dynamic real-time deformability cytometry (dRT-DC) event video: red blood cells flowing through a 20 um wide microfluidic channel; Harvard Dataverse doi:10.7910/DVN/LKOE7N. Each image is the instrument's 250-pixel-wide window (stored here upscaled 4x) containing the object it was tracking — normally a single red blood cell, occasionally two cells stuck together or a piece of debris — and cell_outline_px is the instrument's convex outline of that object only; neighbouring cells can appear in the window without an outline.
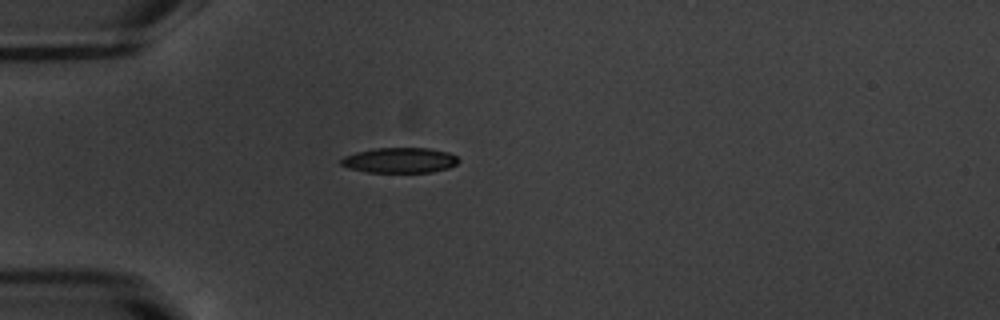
{"species": "common noctule bat (a hibernating species)", "species_latin": "Nyctalus noctula", "temperature_condition": "warm", "stored_images_in_passage": 39, "camera_frame_rate_fps": 3000, "um_per_image_px": 0.085, "animal": {"sex": "male", "body_mass_g": 20.1, "forearm_length_mm": 53.5}, "frame": {"image": 1, "passage_image": 1, "time_ms": 0.0, "image_size_px": [1000, 320], "cell_outline_px": [[460, 160], [456, 164], [448, 168], [432, 172], [368, 172], [348, 168], [340, 164], [340, 160], [344, 156], [356, 152], [372, 148], [428, 148], [448, 152], [456, 156]], "centroid_in_image_um": [33.97, 13.62], "position_along_channel_um": 51.0, "area_um2": 17.34}}
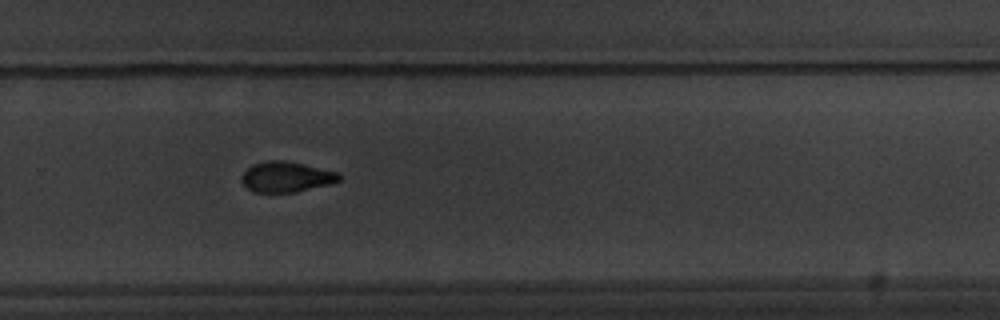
{"frame": {"image": 2, "passage_image": 22, "time_ms": 7.0, "image_size_px": [1000, 320], "cell_outline_px": [[340, 180], [328, 184], [296, 192], [252, 192], [240, 180], [240, 176], [252, 164], [264, 160], [284, 160], [304, 164], [336, 172], [340, 176]], "centroid_in_image_um": [24.27, 15.02], "position_along_channel_um": 305.5, "area_um2": 17.22}}
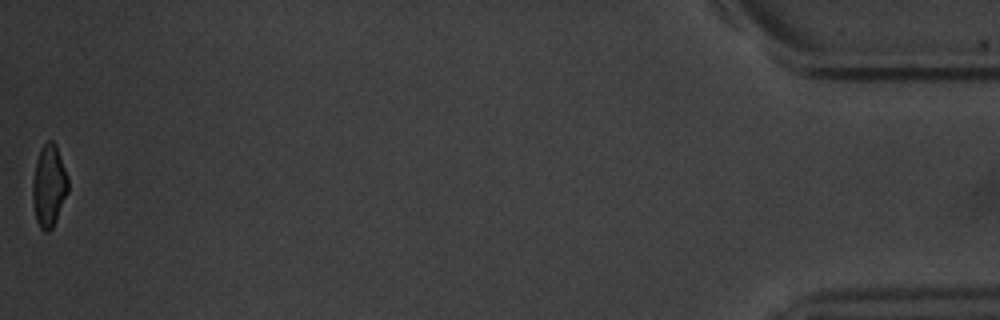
{"frame": {"image": 3, "passage_image": 39, "time_ms": 12.667, "image_size_px": [1000, 320], "cell_outline_px": [[68, 192], [56, 220], [52, 228], [48, 232], [44, 232], [40, 228], [36, 220], [32, 200], [32, 180], [36, 160], [44, 144], [48, 140], [52, 140], [56, 144], [68, 176]], "centroid_in_image_um": [4.16, 15.81], "position_along_channel_um": 431.0, "area_um2": 17.05}, "authors_computed_cell_mechanics": {"area_um2": 17.918, "velocity_mm_per_s": 3.8229, "shape_relaxation_time_tau1_ms": 4.5032, "shape_relaxation_time_tau2_ms": 3.5427, "deformation_change_tau1": 0.1653, "deformation_change_tau2": 0.0986}}